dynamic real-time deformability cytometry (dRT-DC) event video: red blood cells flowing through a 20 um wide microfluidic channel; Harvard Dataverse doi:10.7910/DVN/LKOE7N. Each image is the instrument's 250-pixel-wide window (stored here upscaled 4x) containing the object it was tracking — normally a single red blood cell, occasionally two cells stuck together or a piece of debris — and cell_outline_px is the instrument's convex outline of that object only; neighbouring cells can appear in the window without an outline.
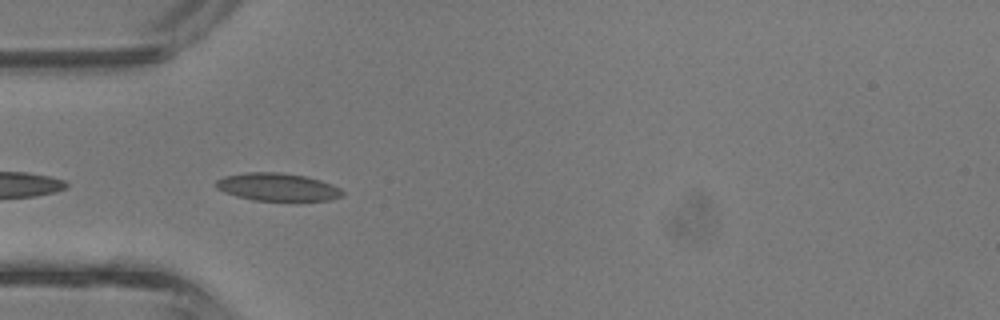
{"species": "common noctule bat (a hibernating species)", "species_latin": "Nyctalus noctula", "temperature_condition": "room temperature", "stored_images_in_passage": 4, "camera_frame_rate_fps": 3000, "um_per_image_px": 0.085, "animal": {"sex": "male", "body_mass_g": 13.3}, "frame": {"image": 1, "passage_image": 3, "time_ms": 0.667, "image_size_px": [1000, 320], "cell_outline_px": [[344, 196], [332, 200], [252, 200], [236, 196], [224, 192], [216, 188], [216, 180], [224, 176], [248, 172], [280, 172], [304, 176], [320, 180], [332, 184], [340, 188], [344, 192]], "centroid_in_image_um": [23.6, 15.89], "position_along_channel_um": 61.4, "area_um2": 20.46}}
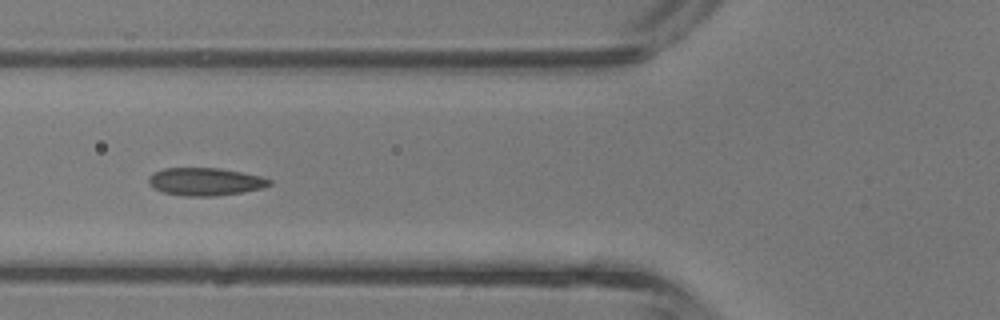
{"frame": {"image": 2, "passage_image": 4, "time_ms": 1.0, "image_size_px": [1000, 320], "cell_outline_px": [[272, 184], [260, 188], [240, 192], [216, 196], [184, 196], [164, 192], [148, 184], [148, 176], [152, 172], [164, 168], [220, 168], [260, 176], [272, 180]], "centroid_in_image_um": [17.41, 15.43], "position_along_channel_um": 108.4, "area_um2": 19.42}}